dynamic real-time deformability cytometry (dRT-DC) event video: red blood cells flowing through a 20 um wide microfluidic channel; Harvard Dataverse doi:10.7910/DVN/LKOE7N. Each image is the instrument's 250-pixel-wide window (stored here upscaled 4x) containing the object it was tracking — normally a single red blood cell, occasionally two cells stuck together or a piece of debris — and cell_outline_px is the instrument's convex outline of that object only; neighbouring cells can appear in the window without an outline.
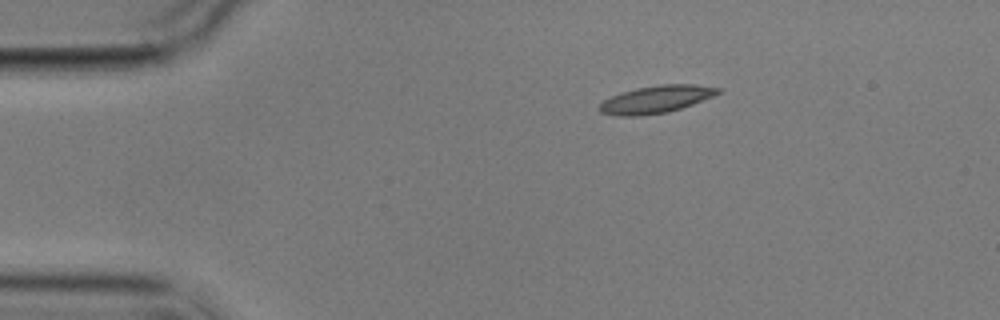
{"species": "common noctule bat (a hibernating species)", "species_latin": "Nyctalus noctula", "temperature_condition": "cold", "stored_images_in_passage": 5, "camera_frame_rate_fps": 3000, "um_per_image_px": 0.085, "animal": {"sex": "male", "body_mass_g": 17.9}, "frame": {"image": 1, "passage_image": 1, "time_ms": 0.0, "image_size_px": [1000, 320], "cell_outline_px": [[724, 88], [720, 92], [712, 96], [692, 104], [668, 112], [640, 116], [616, 116], [600, 112], [600, 104], [604, 100], [620, 92], [636, 88], [660, 84], [692, 84]], "centroid_in_image_um": [55.76, 8.44], "position_along_channel_um": 29.2, "area_um2": 18.9}}
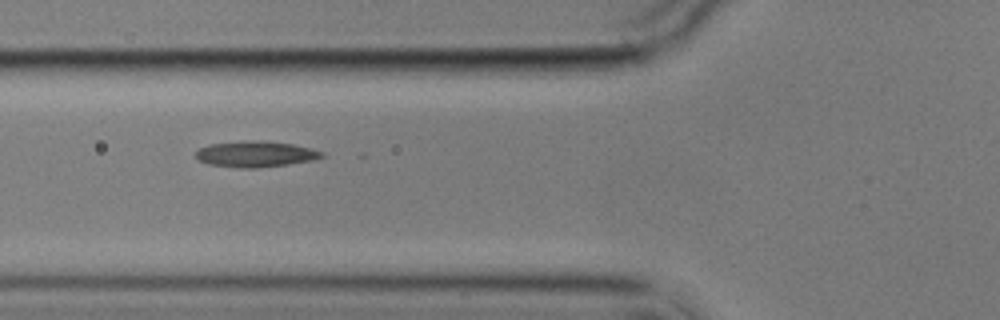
{"frame": {"image": 2, "passage_image": 4, "time_ms": 3.667, "image_size_px": [1000, 320], "cell_outline_px": [[324, 156], [312, 160], [288, 164], [256, 168], [240, 168], [208, 164], [200, 160], [196, 156], [196, 152], [200, 148], [208, 144], [260, 140], [292, 144], [312, 148], [324, 152]], "centroid_in_image_um": [21.74, 13.1], "position_along_channel_um": 104.1, "area_um2": 18.84}}
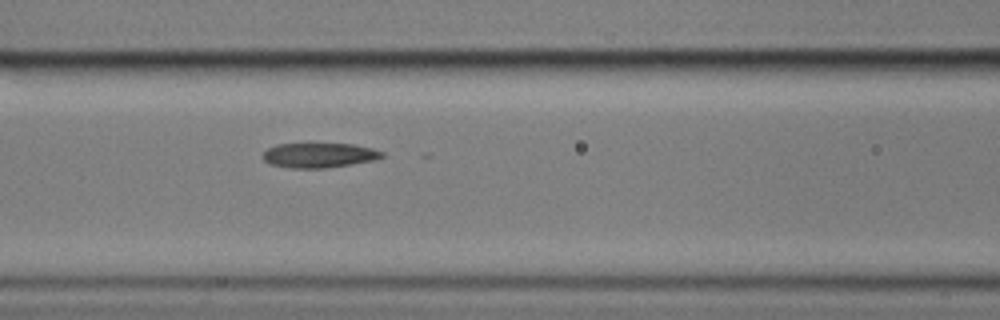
{"frame": {"image": 3, "passage_image": 5, "time_ms": 4.667, "image_size_px": [1000, 320], "cell_outline_px": [[384, 156], [376, 160], [324, 168], [292, 168], [268, 164], [260, 156], [268, 148], [276, 144], [352, 144], [372, 148], [384, 152]], "centroid_in_image_um": [27.1, 13.2], "position_along_channel_um": 139.5, "area_um2": 17.22}}